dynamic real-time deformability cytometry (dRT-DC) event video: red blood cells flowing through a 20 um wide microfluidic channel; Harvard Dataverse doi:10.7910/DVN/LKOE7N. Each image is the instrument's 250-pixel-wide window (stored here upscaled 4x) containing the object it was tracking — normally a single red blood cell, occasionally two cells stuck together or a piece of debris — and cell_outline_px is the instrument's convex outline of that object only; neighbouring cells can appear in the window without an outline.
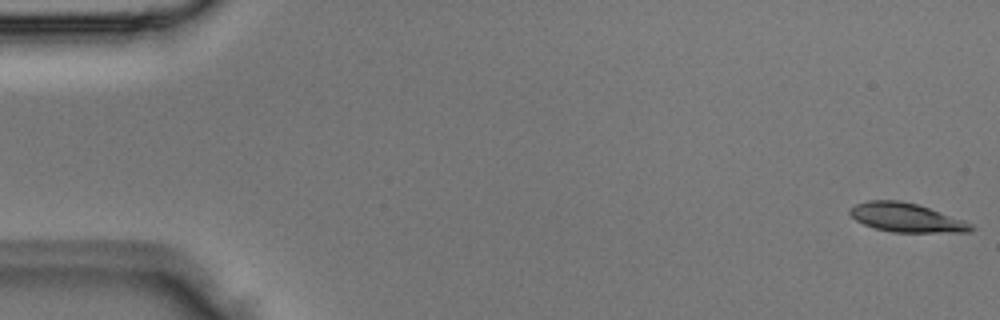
{"species": "Egyptian fruit bat (a non-hibernating species)", "species_latin": "Rousettus aegyptiacus", "temperature_condition": "room temperature", "stored_images_in_passage": 4, "camera_frame_rate_fps": 3000, "um_per_image_px": 0.085, "animal": {"sex": "male"}, "frame": {"image": 1, "passage_image": 1, "time_ms": 0.0, "image_size_px": [1000, 320], "cell_outline_px": [[976, 228], [968, 232], [892, 232], [876, 228], [864, 224], [856, 220], [848, 212], [848, 208], [856, 204], [868, 200], [896, 200], [916, 204], [964, 220], [972, 224]], "centroid_in_image_um": [77.03, 18.5], "position_along_channel_um": 8.0, "area_um2": 20.23}}
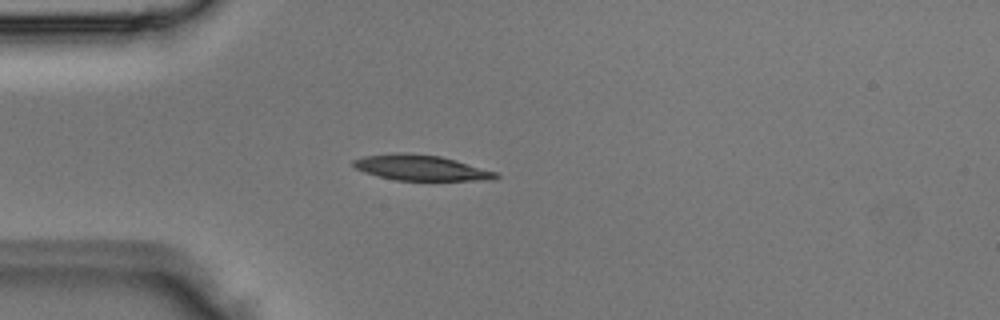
{"frame": {"image": 2, "passage_image": 4, "time_ms": 1.0, "image_size_px": [1000, 320], "cell_outline_px": [[500, 176], [492, 180], [396, 180], [364, 172], [356, 168], [352, 164], [352, 160], [364, 156], [396, 152], [404, 152], [440, 156], [456, 160], [496, 172]], "centroid_in_image_um": [35.76, 14.25], "position_along_channel_um": 49.2, "area_um2": 21.04}}